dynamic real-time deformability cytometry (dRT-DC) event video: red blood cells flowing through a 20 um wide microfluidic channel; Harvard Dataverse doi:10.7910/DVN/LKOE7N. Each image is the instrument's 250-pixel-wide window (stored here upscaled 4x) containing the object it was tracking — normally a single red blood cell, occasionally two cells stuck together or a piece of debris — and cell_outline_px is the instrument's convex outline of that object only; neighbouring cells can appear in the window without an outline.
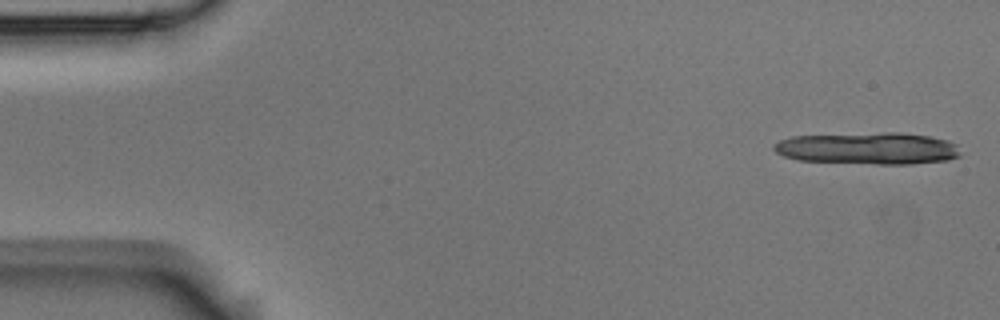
{"species": "Egyptian fruit bat (a non-hibernating species)", "species_latin": "Rousettus aegyptiacus", "temperature_condition": "room temperature", "stored_images_in_passage": 5, "camera_frame_rate_fps": 3000, "um_per_image_px": 0.085, "animal": {"sex": "male"}, "frame": {"image": 1, "passage_image": 1, "time_ms": 0.0, "image_size_px": [1000, 320], "cell_outline_px": [[960, 156], [948, 160], [912, 164], [876, 164], [796, 160], [784, 156], [776, 152], [772, 148], [772, 144], [780, 140], [792, 136], [884, 132], [900, 132], [932, 136], [948, 140], [956, 144]], "centroid_in_image_um": [73.78, 12.6], "position_along_channel_um": 11.2, "area_um2": 35.08}}